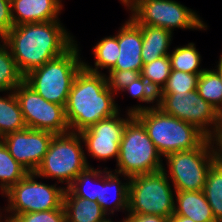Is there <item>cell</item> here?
<instances>
[{"mask_svg": "<svg viewBox=\"0 0 222 222\" xmlns=\"http://www.w3.org/2000/svg\"><path fill=\"white\" fill-rule=\"evenodd\" d=\"M1 40L23 76L62 55L76 42L60 20L14 26Z\"/></svg>", "mask_w": 222, "mask_h": 222, "instance_id": "1", "label": "cell"}, {"mask_svg": "<svg viewBox=\"0 0 222 222\" xmlns=\"http://www.w3.org/2000/svg\"><path fill=\"white\" fill-rule=\"evenodd\" d=\"M115 96L107 87L105 73L83 67L73 81L65 106L70 132L80 133L121 111Z\"/></svg>", "mask_w": 222, "mask_h": 222, "instance_id": "2", "label": "cell"}, {"mask_svg": "<svg viewBox=\"0 0 222 222\" xmlns=\"http://www.w3.org/2000/svg\"><path fill=\"white\" fill-rule=\"evenodd\" d=\"M162 157L198 148L208 137L196 126L164 113L157 106L134 115Z\"/></svg>", "mask_w": 222, "mask_h": 222, "instance_id": "3", "label": "cell"}, {"mask_svg": "<svg viewBox=\"0 0 222 222\" xmlns=\"http://www.w3.org/2000/svg\"><path fill=\"white\" fill-rule=\"evenodd\" d=\"M77 41L62 55L24 76V81L46 101L66 106L73 81L83 68Z\"/></svg>", "mask_w": 222, "mask_h": 222, "instance_id": "4", "label": "cell"}, {"mask_svg": "<svg viewBox=\"0 0 222 222\" xmlns=\"http://www.w3.org/2000/svg\"><path fill=\"white\" fill-rule=\"evenodd\" d=\"M82 144L83 140L76 132L54 135L34 173L41 179L58 180L60 185L65 183L67 189L82 171L92 167Z\"/></svg>", "mask_w": 222, "mask_h": 222, "instance_id": "5", "label": "cell"}, {"mask_svg": "<svg viewBox=\"0 0 222 222\" xmlns=\"http://www.w3.org/2000/svg\"><path fill=\"white\" fill-rule=\"evenodd\" d=\"M162 158L143 124L133 116L123 130L113 172L128 177L158 172L164 167Z\"/></svg>", "mask_w": 222, "mask_h": 222, "instance_id": "6", "label": "cell"}, {"mask_svg": "<svg viewBox=\"0 0 222 222\" xmlns=\"http://www.w3.org/2000/svg\"><path fill=\"white\" fill-rule=\"evenodd\" d=\"M218 159L214 139L207 138L198 148L174 152L163 158L165 174L175 191H202L208 171Z\"/></svg>", "mask_w": 222, "mask_h": 222, "instance_id": "7", "label": "cell"}, {"mask_svg": "<svg viewBox=\"0 0 222 222\" xmlns=\"http://www.w3.org/2000/svg\"><path fill=\"white\" fill-rule=\"evenodd\" d=\"M126 9L138 25L174 29L207 30L208 26L191 8L175 0H130Z\"/></svg>", "mask_w": 222, "mask_h": 222, "instance_id": "8", "label": "cell"}, {"mask_svg": "<svg viewBox=\"0 0 222 222\" xmlns=\"http://www.w3.org/2000/svg\"><path fill=\"white\" fill-rule=\"evenodd\" d=\"M170 183L164 170L130 177L127 213L170 219L176 193Z\"/></svg>", "mask_w": 222, "mask_h": 222, "instance_id": "9", "label": "cell"}, {"mask_svg": "<svg viewBox=\"0 0 222 222\" xmlns=\"http://www.w3.org/2000/svg\"><path fill=\"white\" fill-rule=\"evenodd\" d=\"M37 178L39 177L34 172H29L2 194L8 202L5 206L8 222L22 213L55 210L63 205L64 185L58 187L57 181L53 185L37 182Z\"/></svg>", "mask_w": 222, "mask_h": 222, "instance_id": "10", "label": "cell"}, {"mask_svg": "<svg viewBox=\"0 0 222 222\" xmlns=\"http://www.w3.org/2000/svg\"><path fill=\"white\" fill-rule=\"evenodd\" d=\"M157 107L164 113L196 126L214 139L222 123V114L205 101L197 90L184 93H158Z\"/></svg>", "mask_w": 222, "mask_h": 222, "instance_id": "11", "label": "cell"}, {"mask_svg": "<svg viewBox=\"0 0 222 222\" xmlns=\"http://www.w3.org/2000/svg\"><path fill=\"white\" fill-rule=\"evenodd\" d=\"M14 92L27 128L49 131L55 135L70 132L65 106L46 101L25 81Z\"/></svg>", "mask_w": 222, "mask_h": 222, "instance_id": "12", "label": "cell"}, {"mask_svg": "<svg viewBox=\"0 0 222 222\" xmlns=\"http://www.w3.org/2000/svg\"><path fill=\"white\" fill-rule=\"evenodd\" d=\"M120 112L100 120L79 133L85 146L84 151H87L88 156L94 160L107 161L114 158L117 162L123 130L127 122L134 116L127 112L124 116Z\"/></svg>", "mask_w": 222, "mask_h": 222, "instance_id": "13", "label": "cell"}, {"mask_svg": "<svg viewBox=\"0 0 222 222\" xmlns=\"http://www.w3.org/2000/svg\"><path fill=\"white\" fill-rule=\"evenodd\" d=\"M55 134L49 131L25 128L7 134L1 140L12 157L29 172H35L48 151Z\"/></svg>", "mask_w": 222, "mask_h": 222, "instance_id": "14", "label": "cell"}, {"mask_svg": "<svg viewBox=\"0 0 222 222\" xmlns=\"http://www.w3.org/2000/svg\"><path fill=\"white\" fill-rule=\"evenodd\" d=\"M121 177L123 180H121ZM130 177L108 170L107 167L100 169V192L97 202L102 210L108 215L114 212L128 211ZM112 194V195H111Z\"/></svg>", "mask_w": 222, "mask_h": 222, "instance_id": "15", "label": "cell"}, {"mask_svg": "<svg viewBox=\"0 0 222 222\" xmlns=\"http://www.w3.org/2000/svg\"><path fill=\"white\" fill-rule=\"evenodd\" d=\"M118 30L119 57L110 70H134L141 72L143 61L142 30L131 17Z\"/></svg>", "mask_w": 222, "mask_h": 222, "instance_id": "16", "label": "cell"}, {"mask_svg": "<svg viewBox=\"0 0 222 222\" xmlns=\"http://www.w3.org/2000/svg\"><path fill=\"white\" fill-rule=\"evenodd\" d=\"M62 9V0H11L14 26L59 20Z\"/></svg>", "mask_w": 222, "mask_h": 222, "instance_id": "17", "label": "cell"}, {"mask_svg": "<svg viewBox=\"0 0 222 222\" xmlns=\"http://www.w3.org/2000/svg\"><path fill=\"white\" fill-rule=\"evenodd\" d=\"M174 213L195 222H217L202 191H176Z\"/></svg>", "mask_w": 222, "mask_h": 222, "instance_id": "18", "label": "cell"}, {"mask_svg": "<svg viewBox=\"0 0 222 222\" xmlns=\"http://www.w3.org/2000/svg\"><path fill=\"white\" fill-rule=\"evenodd\" d=\"M66 222H104L108 215L96 201L75 196L68 188L63 195Z\"/></svg>", "mask_w": 222, "mask_h": 222, "instance_id": "19", "label": "cell"}, {"mask_svg": "<svg viewBox=\"0 0 222 222\" xmlns=\"http://www.w3.org/2000/svg\"><path fill=\"white\" fill-rule=\"evenodd\" d=\"M142 30V51L143 64H148L162 56L170 54V45L173 40L171 31L160 27L140 25Z\"/></svg>", "mask_w": 222, "mask_h": 222, "instance_id": "20", "label": "cell"}, {"mask_svg": "<svg viewBox=\"0 0 222 222\" xmlns=\"http://www.w3.org/2000/svg\"><path fill=\"white\" fill-rule=\"evenodd\" d=\"M26 128L21 107L14 91L0 95V139Z\"/></svg>", "mask_w": 222, "mask_h": 222, "instance_id": "21", "label": "cell"}, {"mask_svg": "<svg viewBox=\"0 0 222 222\" xmlns=\"http://www.w3.org/2000/svg\"><path fill=\"white\" fill-rule=\"evenodd\" d=\"M94 66L83 60V67L93 73H102L101 69L110 70L119 57L118 32L116 35L104 37L94 45Z\"/></svg>", "mask_w": 222, "mask_h": 222, "instance_id": "22", "label": "cell"}, {"mask_svg": "<svg viewBox=\"0 0 222 222\" xmlns=\"http://www.w3.org/2000/svg\"><path fill=\"white\" fill-rule=\"evenodd\" d=\"M203 192L214 218L217 222H222V162L219 159L208 171Z\"/></svg>", "mask_w": 222, "mask_h": 222, "instance_id": "23", "label": "cell"}, {"mask_svg": "<svg viewBox=\"0 0 222 222\" xmlns=\"http://www.w3.org/2000/svg\"><path fill=\"white\" fill-rule=\"evenodd\" d=\"M201 57L193 42L184 46H177L169 54L171 70L200 74L206 69L201 68L200 64L203 60Z\"/></svg>", "mask_w": 222, "mask_h": 222, "instance_id": "24", "label": "cell"}, {"mask_svg": "<svg viewBox=\"0 0 222 222\" xmlns=\"http://www.w3.org/2000/svg\"><path fill=\"white\" fill-rule=\"evenodd\" d=\"M29 171L17 162L0 139V191L1 195L24 178Z\"/></svg>", "mask_w": 222, "mask_h": 222, "instance_id": "25", "label": "cell"}, {"mask_svg": "<svg viewBox=\"0 0 222 222\" xmlns=\"http://www.w3.org/2000/svg\"><path fill=\"white\" fill-rule=\"evenodd\" d=\"M23 81L9 48L0 40V92L14 91Z\"/></svg>", "mask_w": 222, "mask_h": 222, "instance_id": "26", "label": "cell"}, {"mask_svg": "<svg viewBox=\"0 0 222 222\" xmlns=\"http://www.w3.org/2000/svg\"><path fill=\"white\" fill-rule=\"evenodd\" d=\"M198 94L222 114V82L213 69L200 73L196 88Z\"/></svg>", "mask_w": 222, "mask_h": 222, "instance_id": "27", "label": "cell"}, {"mask_svg": "<svg viewBox=\"0 0 222 222\" xmlns=\"http://www.w3.org/2000/svg\"><path fill=\"white\" fill-rule=\"evenodd\" d=\"M90 182L92 186L95 183V186L91 187ZM68 189L75 196L97 202L100 192V169L88 166L73 180Z\"/></svg>", "mask_w": 222, "mask_h": 222, "instance_id": "28", "label": "cell"}, {"mask_svg": "<svg viewBox=\"0 0 222 222\" xmlns=\"http://www.w3.org/2000/svg\"><path fill=\"white\" fill-rule=\"evenodd\" d=\"M171 72L169 55L155 59L151 63L144 64L140 75L148 82L151 88L158 94L165 86Z\"/></svg>", "mask_w": 222, "mask_h": 222, "instance_id": "29", "label": "cell"}, {"mask_svg": "<svg viewBox=\"0 0 222 222\" xmlns=\"http://www.w3.org/2000/svg\"><path fill=\"white\" fill-rule=\"evenodd\" d=\"M122 92L129 93L131 98H135L139 102L149 104L146 106H144V104L133 105L132 107L127 108V113L135 115L140 111L157 106V94L142 76L131 82L121 91V93Z\"/></svg>", "mask_w": 222, "mask_h": 222, "instance_id": "30", "label": "cell"}, {"mask_svg": "<svg viewBox=\"0 0 222 222\" xmlns=\"http://www.w3.org/2000/svg\"><path fill=\"white\" fill-rule=\"evenodd\" d=\"M200 74H191L183 71L171 70L170 76L159 93H184L197 88Z\"/></svg>", "mask_w": 222, "mask_h": 222, "instance_id": "31", "label": "cell"}, {"mask_svg": "<svg viewBox=\"0 0 222 222\" xmlns=\"http://www.w3.org/2000/svg\"><path fill=\"white\" fill-rule=\"evenodd\" d=\"M9 222H66L63 205L59 209L22 213L14 216Z\"/></svg>", "mask_w": 222, "mask_h": 222, "instance_id": "32", "label": "cell"}, {"mask_svg": "<svg viewBox=\"0 0 222 222\" xmlns=\"http://www.w3.org/2000/svg\"><path fill=\"white\" fill-rule=\"evenodd\" d=\"M107 87L117 96L126 86L139 78L140 72L134 70H107Z\"/></svg>", "mask_w": 222, "mask_h": 222, "instance_id": "33", "label": "cell"}, {"mask_svg": "<svg viewBox=\"0 0 222 222\" xmlns=\"http://www.w3.org/2000/svg\"><path fill=\"white\" fill-rule=\"evenodd\" d=\"M14 27L11 0H0V40Z\"/></svg>", "mask_w": 222, "mask_h": 222, "instance_id": "34", "label": "cell"}, {"mask_svg": "<svg viewBox=\"0 0 222 222\" xmlns=\"http://www.w3.org/2000/svg\"><path fill=\"white\" fill-rule=\"evenodd\" d=\"M128 222H169V218L157 215H142L134 213H126Z\"/></svg>", "mask_w": 222, "mask_h": 222, "instance_id": "35", "label": "cell"}, {"mask_svg": "<svg viewBox=\"0 0 222 222\" xmlns=\"http://www.w3.org/2000/svg\"><path fill=\"white\" fill-rule=\"evenodd\" d=\"M218 159L222 162V123L217 136L214 138Z\"/></svg>", "mask_w": 222, "mask_h": 222, "instance_id": "36", "label": "cell"}, {"mask_svg": "<svg viewBox=\"0 0 222 222\" xmlns=\"http://www.w3.org/2000/svg\"><path fill=\"white\" fill-rule=\"evenodd\" d=\"M169 222H195V221L185 216L172 214L169 219Z\"/></svg>", "mask_w": 222, "mask_h": 222, "instance_id": "37", "label": "cell"}, {"mask_svg": "<svg viewBox=\"0 0 222 222\" xmlns=\"http://www.w3.org/2000/svg\"><path fill=\"white\" fill-rule=\"evenodd\" d=\"M222 53V52H221ZM219 61H217V65L213 69L219 76L220 81L222 82V54L219 56Z\"/></svg>", "mask_w": 222, "mask_h": 222, "instance_id": "38", "label": "cell"}, {"mask_svg": "<svg viewBox=\"0 0 222 222\" xmlns=\"http://www.w3.org/2000/svg\"><path fill=\"white\" fill-rule=\"evenodd\" d=\"M1 210H2L3 212H5L6 209H5V207H4V209H0V222H8V221H7V218H6V214L3 213ZM3 215H4V216H3Z\"/></svg>", "mask_w": 222, "mask_h": 222, "instance_id": "39", "label": "cell"}, {"mask_svg": "<svg viewBox=\"0 0 222 222\" xmlns=\"http://www.w3.org/2000/svg\"><path fill=\"white\" fill-rule=\"evenodd\" d=\"M104 222H114V221H112V218H110V216H109ZM118 222H128V219L126 217H124V219H122V221H118Z\"/></svg>", "mask_w": 222, "mask_h": 222, "instance_id": "40", "label": "cell"}, {"mask_svg": "<svg viewBox=\"0 0 222 222\" xmlns=\"http://www.w3.org/2000/svg\"><path fill=\"white\" fill-rule=\"evenodd\" d=\"M130 0H120L121 4L125 6Z\"/></svg>", "mask_w": 222, "mask_h": 222, "instance_id": "41", "label": "cell"}]
</instances>
